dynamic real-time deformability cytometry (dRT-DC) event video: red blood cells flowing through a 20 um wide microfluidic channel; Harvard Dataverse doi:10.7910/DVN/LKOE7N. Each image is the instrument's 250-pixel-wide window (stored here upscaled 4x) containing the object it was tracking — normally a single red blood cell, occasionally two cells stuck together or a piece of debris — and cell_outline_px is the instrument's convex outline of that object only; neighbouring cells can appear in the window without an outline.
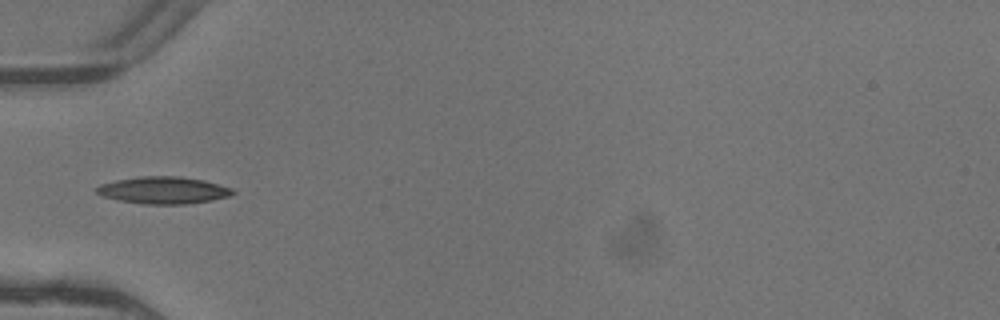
{"species": "common noctule bat (a hibernating species)", "species_latin": "Nyctalus noctula", "temperature_condition": "warm", "stored_images_in_passage": 5, "camera_frame_rate_fps": 3000, "um_per_image_px": 0.085, "animal": {"sex": "female"}, "frame": {"image": 1, "passage_image": 5, "time_ms": 1.333, "image_size_px": [1000, 320], "cell_outline_px": [[236, 192], [232, 196], [212, 200], [184, 204], [140, 204], [120, 200], [104, 196], [96, 192], [96, 188], [100, 184], [116, 180], [140, 176], [180, 176], [204, 180], [232, 188]], "centroid_in_image_um": [13.92, 16.17], "position_along_channel_um": 71.1, "area_um2": 21.5}}